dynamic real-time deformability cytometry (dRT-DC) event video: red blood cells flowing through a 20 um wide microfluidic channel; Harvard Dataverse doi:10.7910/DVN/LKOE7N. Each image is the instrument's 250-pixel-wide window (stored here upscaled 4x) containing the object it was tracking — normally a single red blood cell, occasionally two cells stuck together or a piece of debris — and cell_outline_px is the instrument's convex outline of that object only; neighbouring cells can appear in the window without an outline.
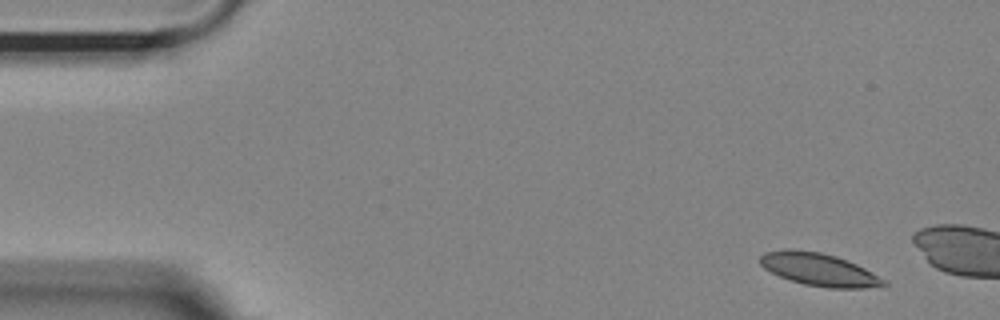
{"species": "Egyptian fruit bat (a non-hibernating species)", "species_latin": "Rousettus aegyptiacus", "temperature_condition": "room temperature", "stored_images_in_passage": 10, "camera_frame_rate_fps": 3000, "um_per_image_px": 0.085, "animal": {"sex": "female"}, "frame": {"image": 1, "passage_image": 1, "time_ms": 0.0, "image_size_px": [1000, 320], "cell_outline_px": [[888, 284], [864, 288], [828, 288], [804, 284], [788, 280], [764, 268], [760, 264], [760, 256], [764, 252], [820, 252], [836, 256], [856, 264], [864, 268], [884, 280]], "centroid_in_image_um": [69.64, 22.96], "position_along_channel_um": 15.4, "area_um2": 22.54}}